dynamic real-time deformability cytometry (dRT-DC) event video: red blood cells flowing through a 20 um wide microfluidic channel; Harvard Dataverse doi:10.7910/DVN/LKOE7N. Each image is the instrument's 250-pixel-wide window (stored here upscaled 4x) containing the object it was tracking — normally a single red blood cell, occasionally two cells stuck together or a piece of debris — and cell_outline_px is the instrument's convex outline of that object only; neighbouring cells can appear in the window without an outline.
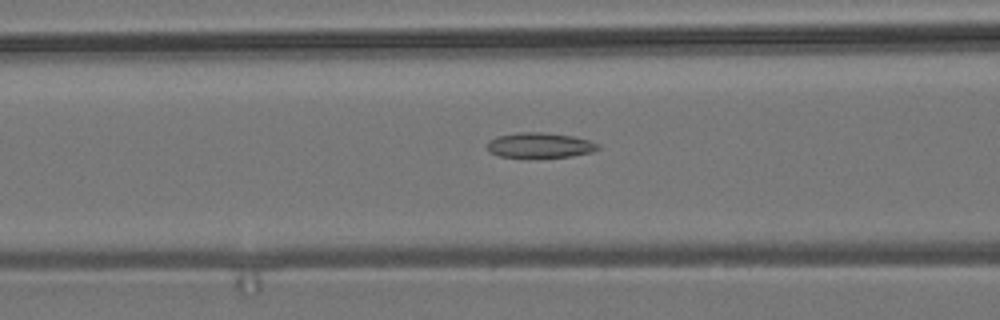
{"species": "common noctule bat (a hibernating species)", "species_latin": "Nyctalus noctula", "temperature_condition": "room temperature", "stored_images_in_passage": 48, "camera_frame_rate_fps": 3000, "um_per_image_px": 0.085, "animal": {"sex": "male", "body_mass_g": 19.2, "forearm_length_mm": 51.8}, "frame": {"image": 1, "passage_image": 15, "time_ms": 4.667, "image_size_px": [1000, 320], "cell_outline_px": [[600, 148], [592, 152], [572, 156], [500, 156], [492, 152], [488, 148], [488, 140], [496, 136], [520, 132], [540, 132], [572, 136], [588, 140], [600, 144]], "centroid_in_image_um": [45.92, 12.32], "position_along_channel_um": 120.7, "area_um2": 15.78}}
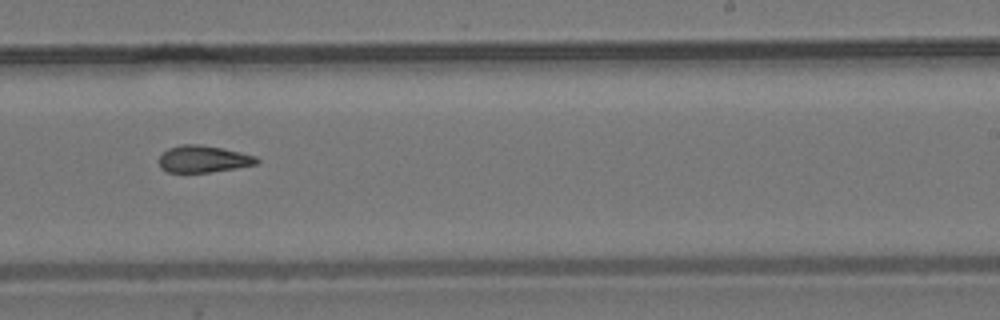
{"frame": {"image": 2, "passage_image": 27, "time_ms": 8.667, "image_size_px": [1000, 320], "cell_outline_px": [[260, 160], [256, 164], [236, 168], [208, 172], [168, 172], [160, 168], [160, 156], [168, 148], [180, 144], [200, 144], [224, 148], [256, 156]], "centroid_in_image_um": [17.29, 13.5], "position_along_channel_um": 271.7, "area_um2": 15.32}}
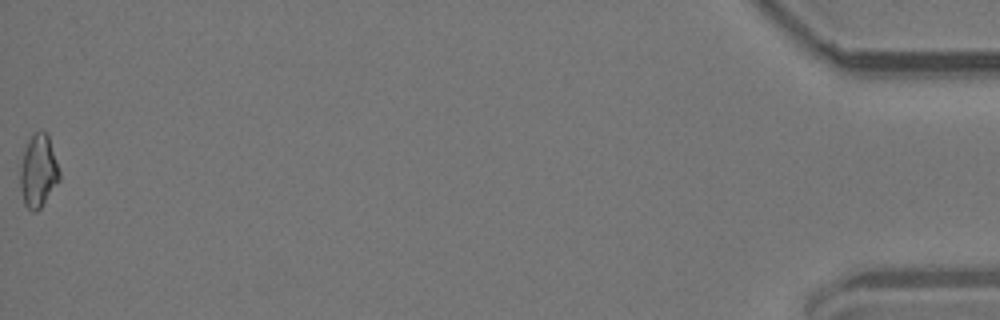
{"frame": {"image": 3, "passage_image": 48, "time_ms": 15.667, "image_size_px": [1000, 320], "cell_outline_px": [[60, 180], [40, 208], [36, 212], [32, 212], [24, 204], [20, 188], [20, 168], [24, 148], [28, 140], [36, 132], [48, 132], [60, 172]], "centroid_in_image_um": [3.26, 14.54], "position_along_channel_um": 431.9, "area_um2": 16.7}, "authors_computed_cell_mechanics": {"area_um2": 15.7794, "velocity_mm_per_s": 3.7834, "shape_relaxation_time_tau1_ms": null, "shape_relaxation_time_tau2_ms": 4.6015, "deformation_change_tau1": null, "deformation_change_tau2": 0.1397}}